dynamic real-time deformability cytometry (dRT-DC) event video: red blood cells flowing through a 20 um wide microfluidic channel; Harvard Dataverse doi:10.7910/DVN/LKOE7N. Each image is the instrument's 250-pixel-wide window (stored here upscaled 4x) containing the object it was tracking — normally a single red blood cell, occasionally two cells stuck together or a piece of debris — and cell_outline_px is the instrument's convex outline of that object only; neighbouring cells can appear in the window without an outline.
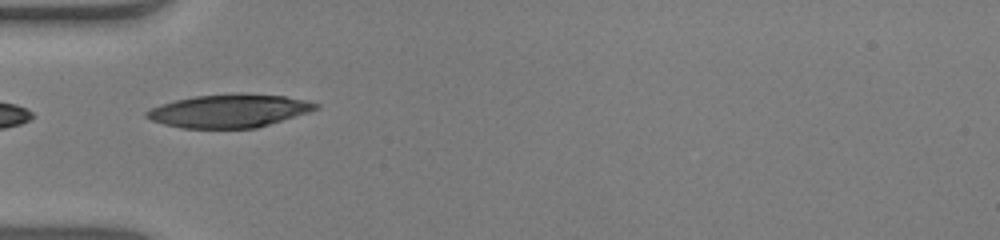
{"species": "human", "species_latin": "Homo sapiens", "temperature_condition": "warm", "stored_images_in_passage": 33, "camera_frame_rate_fps": 3000, "um_per_image_px": 0.085, "donor": {"sex": "male"}, "frame": {"image": 1, "passage_image": 1, "time_ms": 0.0, "image_size_px": [1000, 240], "cell_outline_px": [[320, 108], [308, 112], [256, 128], [180, 128], [164, 124], [152, 120], [144, 116], [144, 112], [160, 104], [176, 100], [196, 96], [240, 92], [244, 92], [284, 96], [304, 100], [320, 104]], "centroid_in_image_um": [19.47, 9.41], "position_along_channel_um": 65.5, "area_um2": 32.77}}
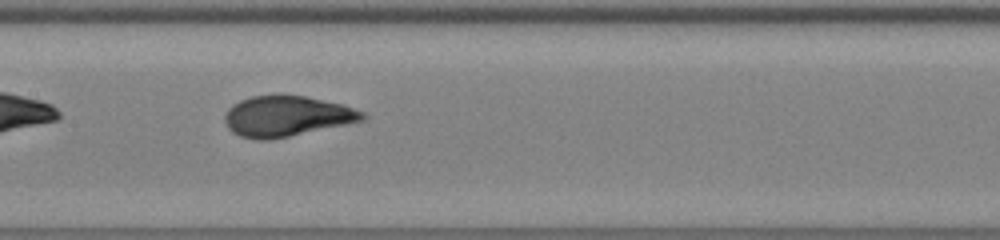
{"frame": {"image": 2, "passage_image": 10, "time_ms": 3.0, "image_size_px": [1000, 240], "cell_outline_px": [[368, 116], [364, 120], [272, 140], [260, 140], [240, 136], [232, 132], [228, 128], [224, 120], [224, 116], [228, 108], [232, 104], [240, 100], [252, 96], [304, 96], [344, 104], [364, 112]], "centroid_in_image_um": [24.36, 9.89], "position_along_channel_um": 183.0, "area_um2": 32.43}}
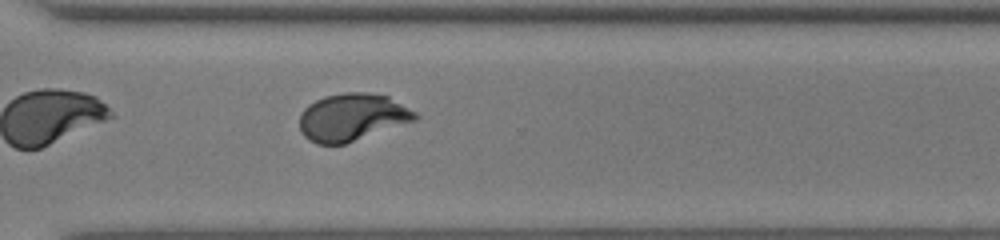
{"frame": {"image": 3, "passage_image": 22, "time_ms": 7.0, "image_size_px": [1000, 240], "cell_outline_px": [[420, 116], [416, 120], [344, 144], [316, 144], [308, 140], [304, 136], [300, 128], [300, 116], [304, 108], [308, 104], [324, 96], [344, 92], [368, 92], [388, 96], [416, 112]], "centroid_in_image_um": [29.92, 9.95], "position_along_channel_um": 340.7, "area_um2": 31.91}, "authors_computed_cell_mechanics": {"area_um2": 32.3102, "velocity_mm_per_s": 3.9465, "shape_relaxation_time_tau1_ms": 4.5074, "shape_relaxation_time_tau2_ms": null, "deformation_change_tau1": 0.2574, "deformation_change_tau2": null}}